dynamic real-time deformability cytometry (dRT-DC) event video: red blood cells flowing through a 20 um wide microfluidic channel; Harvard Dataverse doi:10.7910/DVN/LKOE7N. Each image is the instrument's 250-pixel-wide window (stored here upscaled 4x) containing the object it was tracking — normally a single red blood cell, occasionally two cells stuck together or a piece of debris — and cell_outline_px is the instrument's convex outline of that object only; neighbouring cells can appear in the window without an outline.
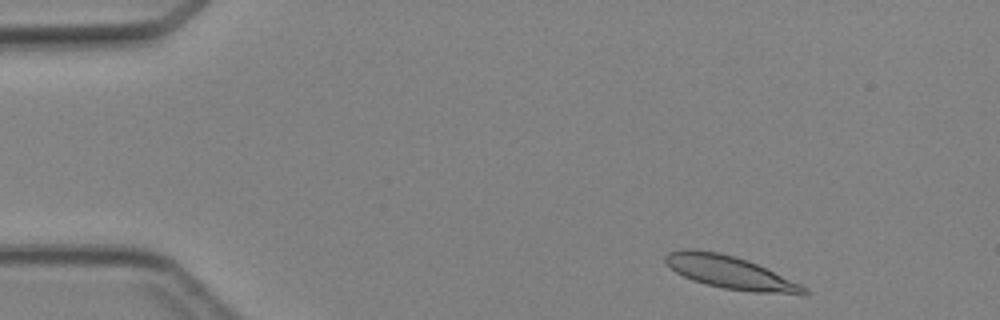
{"species": "Egyptian fruit bat (a non-hibernating species)", "species_latin": "Rousettus aegyptiacus", "temperature_condition": "cold", "stored_images_in_passage": 42, "camera_frame_rate_fps": 3000, "um_per_image_px": 0.085, "animal": {"sex": "female"}, "frame": {"image": 1, "passage_image": 2, "time_ms": 0.333, "image_size_px": [1000, 320], "cell_outline_px": [[808, 296], [804, 296], [756, 292], [724, 288], [692, 280], [676, 272], [664, 260], [664, 256], [668, 252], [684, 248], [692, 248], [720, 252], [736, 256], [748, 260], [800, 284], [808, 288]], "centroid_in_image_um": [62.09, 23.15], "position_along_channel_um": 22.9, "area_um2": 26.59}}
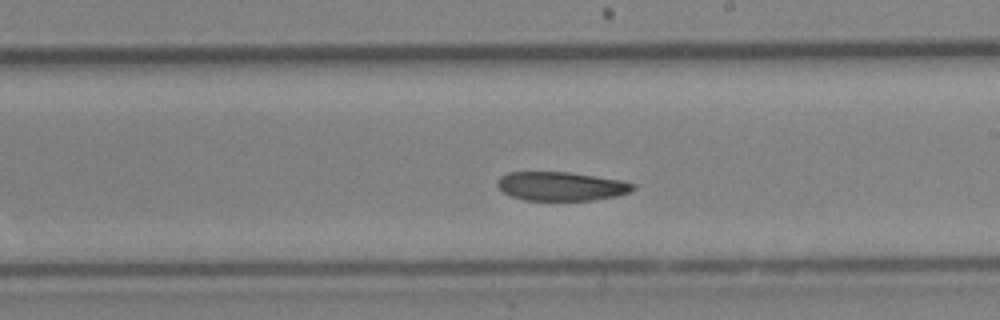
{"frame": {"image": 2, "passage_image": 23, "time_ms": 7.333, "image_size_px": [1000, 320], "cell_outline_px": [[636, 188], [628, 192], [616, 196], [592, 200], [524, 200], [512, 196], [504, 192], [496, 184], [496, 180], [500, 176], [508, 172], [568, 172], [620, 180], [636, 184]], "centroid_in_image_um": [47.68, 15.83], "position_along_channel_um": 241.3, "area_um2": 22.72}}
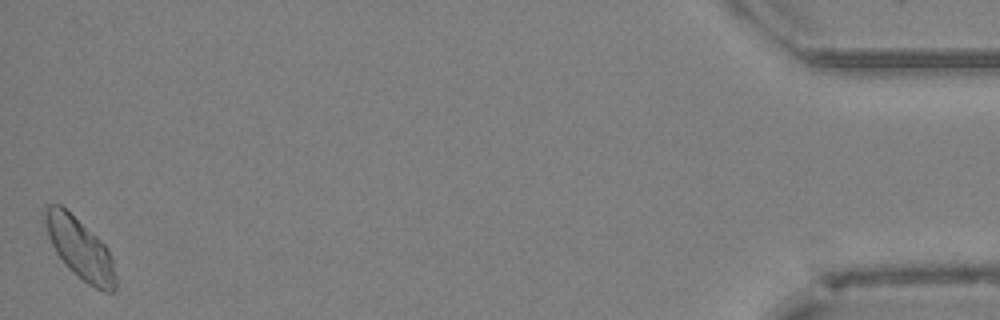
{"frame": {"image": 3, "passage_image": 42, "time_ms": 13.667, "image_size_px": [1000, 320], "cell_outline_px": [[116, 288], [112, 292], [104, 292], [88, 284], [68, 268], [56, 252], [48, 236], [44, 220], [44, 212], [48, 204], [60, 204], [96, 236], [108, 248], [112, 256], [116, 276]], "centroid_in_image_um": [6.81, 21.15], "position_along_channel_um": 428.4, "area_um2": 24.8}}